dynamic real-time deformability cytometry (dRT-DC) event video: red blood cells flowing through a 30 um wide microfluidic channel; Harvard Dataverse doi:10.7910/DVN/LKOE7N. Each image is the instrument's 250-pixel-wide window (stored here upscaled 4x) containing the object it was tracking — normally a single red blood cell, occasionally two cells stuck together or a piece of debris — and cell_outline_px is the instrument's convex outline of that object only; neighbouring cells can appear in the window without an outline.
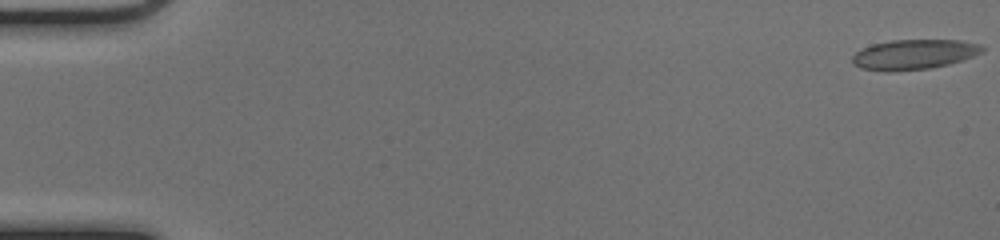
{"species": "common noctule bat (a hibernating species)", "species_latin": "Nyctalus noctula", "temperature_condition": "cold", "stored_images_in_passage": 49, "camera_frame_rate_fps": 3000, "um_per_image_px": 0.085, "animal": {"sex": "female", "body_mass_g": 17.0, "forearm_length_mm": 48.0}, "frame": {"image": 1, "passage_image": 1, "time_ms": 0.0, "image_size_px": [1000, 240], "cell_outline_px": [[984, 52], [964, 60], [932, 68], [888, 72], [884, 72], [860, 68], [852, 64], [852, 56], [856, 52], [872, 44], [892, 40], [960, 40], [980, 44], [984, 48]], "centroid_in_image_um": [77.69, 4.64], "position_along_channel_um": 7.3, "area_um2": 22.95}}
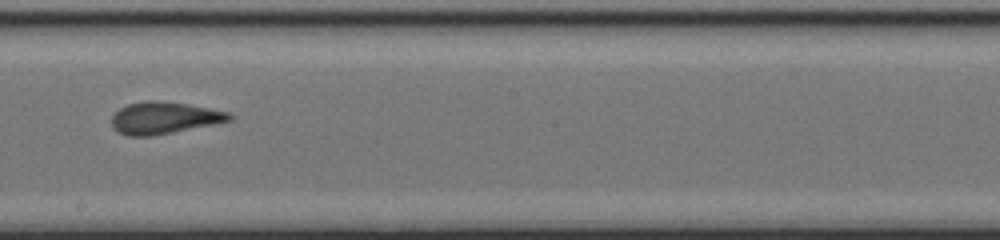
{"frame": {"image": 2, "passage_image": 31, "time_ms": 10.0, "image_size_px": [1000, 240], "cell_outline_px": [[232, 120], [152, 136], [128, 136], [112, 128], [112, 116], [120, 108], [128, 104], [152, 100], [156, 100], [188, 104], [228, 112], [232, 116]], "centroid_in_image_um": [13.92, 10.02], "position_along_channel_um": 234.3, "area_um2": 21.56}}
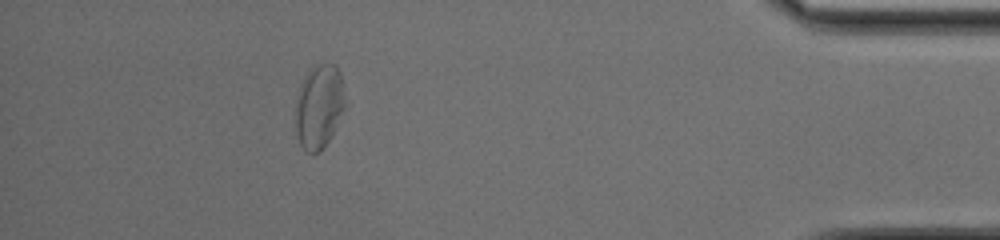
{"frame": {"image": 3, "passage_image": 48, "time_ms": 15.667, "image_size_px": [1000, 240], "cell_outline_px": [[348, 104], [328, 140], [320, 152], [308, 152], [300, 144], [296, 136], [296, 96], [300, 84], [304, 76], [312, 68], [320, 64], [336, 64], [340, 72]], "centroid_in_image_um": [27.14, 9.02], "position_along_channel_um": 408.1, "area_um2": 24.51}}